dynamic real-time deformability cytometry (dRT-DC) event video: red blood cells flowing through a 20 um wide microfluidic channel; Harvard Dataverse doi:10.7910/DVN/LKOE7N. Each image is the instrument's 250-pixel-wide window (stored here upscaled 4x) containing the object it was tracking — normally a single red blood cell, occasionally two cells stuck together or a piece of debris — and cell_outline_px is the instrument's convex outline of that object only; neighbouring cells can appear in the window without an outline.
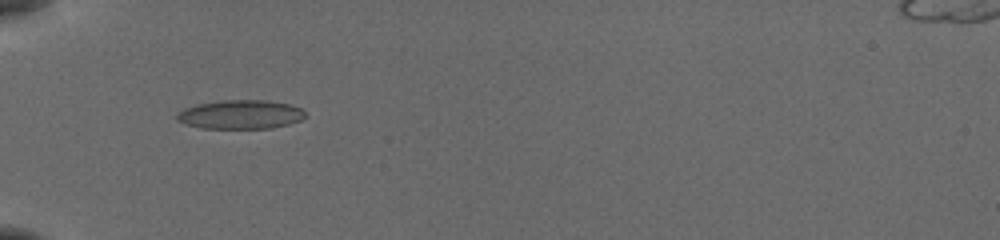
{"species": "common noctule bat (a hibernating species)", "species_latin": "Nyctalus noctula", "temperature_condition": "cold", "stored_images_in_passage": 36, "camera_frame_rate_fps": 3000, "um_per_image_px": 0.085, "animal": {"sex": "female", "body_mass_g": 19.5, "forearm_length_mm": 54.1}, "frame": {"image": 1, "passage_image": 1, "time_ms": 0.0, "image_size_px": [1000, 240], "cell_outline_px": [[304, 116], [300, 120], [288, 124], [272, 128], [200, 128], [184, 124], [176, 120], [176, 112], [184, 108], [196, 104], [220, 100], [268, 100], [288, 104], [304, 108]], "centroid_in_image_um": [20.39, 9.72], "position_along_channel_um": 64.6, "area_um2": 21.85}}
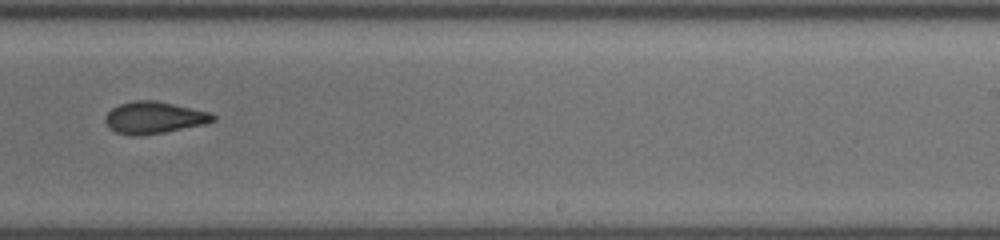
{"frame": {"image": 2, "passage_image": 18, "time_ms": 5.667, "image_size_px": [1000, 240], "cell_outline_px": [[216, 120], [204, 124], [164, 132], [140, 136], [128, 136], [116, 132], [108, 128], [104, 120], [104, 116], [112, 108], [120, 104], [132, 100], [156, 100], [212, 112], [216, 116]], "centroid_in_image_um": [13.08, 10.0], "position_along_channel_um": 275.9, "area_um2": 20.35}}
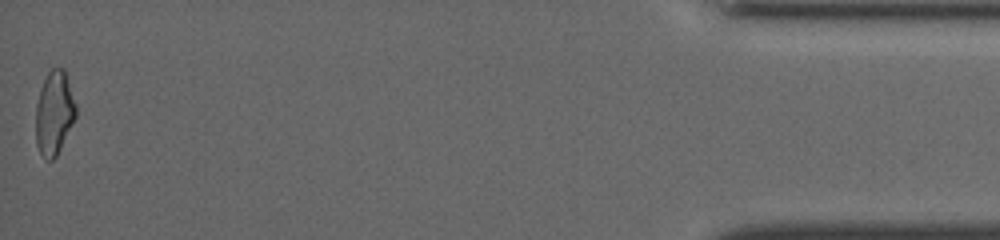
{"frame": {"image": 3, "passage_image": 36, "time_ms": 11.667, "image_size_px": [1000, 240], "cell_outline_px": [[76, 116], [56, 156], [52, 160], [48, 160], [40, 152], [36, 144], [36, 104], [40, 88], [48, 72], [52, 68], [64, 68], [76, 104]], "centroid_in_image_um": [4.6, 9.57], "position_along_channel_um": 430.6, "area_um2": 19.36}, "authors_computed_cell_mechanics": {"area_um2": 19.941, "velocity_mm_per_s": 3.8677, "shape_relaxation_time_tau1_ms": null, "shape_relaxation_time_tau2_ms": 1.9689, "deformation_change_tau1": null, "deformation_change_tau2": 0.0888}}